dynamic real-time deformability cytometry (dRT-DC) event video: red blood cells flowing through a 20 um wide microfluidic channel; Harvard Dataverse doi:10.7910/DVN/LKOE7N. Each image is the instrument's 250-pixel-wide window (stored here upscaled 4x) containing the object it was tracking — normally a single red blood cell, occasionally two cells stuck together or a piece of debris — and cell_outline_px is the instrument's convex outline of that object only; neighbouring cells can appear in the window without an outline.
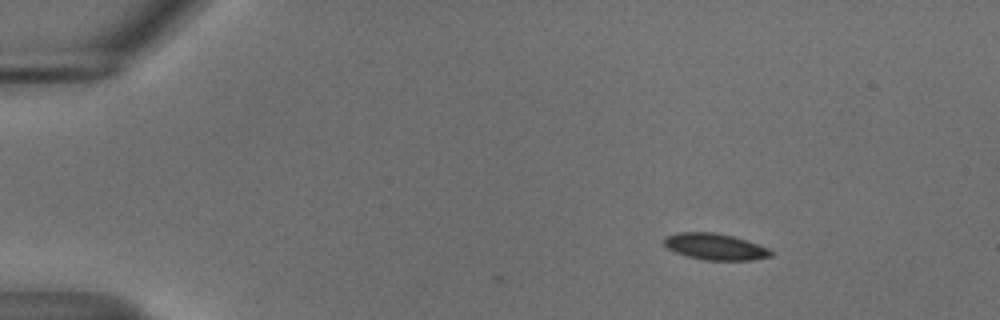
{"species": "common noctule bat (a hibernating species)", "species_latin": "Nyctalus noctula", "temperature_condition": "cold", "stored_images_in_passage": 3, "camera_frame_rate_fps": 3000, "um_per_image_px": 0.085, "animal": {"sex": "male", "body_mass_g": 18.8}, "frame": {"image": 1, "passage_image": 1, "time_ms": 0.0, "image_size_px": [1000, 320], "cell_outline_px": [[776, 252], [772, 256], [752, 260], [704, 260], [688, 256], [676, 252], [668, 248], [664, 244], [664, 236], [680, 232], [712, 232], [732, 236], [768, 248]], "centroid_in_image_um": [60.79, 20.97], "position_along_channel_um": 24.2, "area_um2": 16.3}}